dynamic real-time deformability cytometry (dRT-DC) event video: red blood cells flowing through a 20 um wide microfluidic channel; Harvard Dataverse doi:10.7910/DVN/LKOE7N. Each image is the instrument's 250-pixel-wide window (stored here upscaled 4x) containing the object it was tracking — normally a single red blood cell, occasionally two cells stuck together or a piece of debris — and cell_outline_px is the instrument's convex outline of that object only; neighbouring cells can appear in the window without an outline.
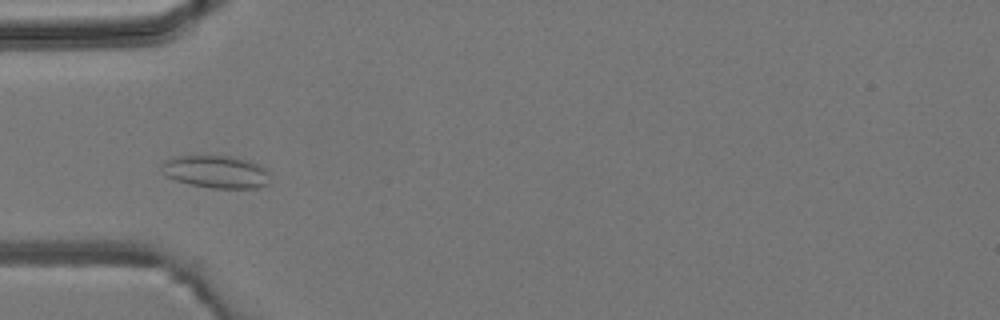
{"species": "common noctule bat (a hibernating species)", "species_latin": "Nyctalus noctula", "temperature_condition": "room temperature", "stored_images_in_passage": 6, "camera_frame_rate_fps": 3000, "um_per_image_px": 0.085, "animal": {"sex": "male", "body_mass_g": 19.2, "forearm_length_mm": 51.8}, "frame": {"image": 1, "passage_image": 4, "time_ms": 3.667, "image_size_px": [1000, 320], "cell_outline_px": [[268, 184], [256, 188], [212, 188], [192, 184], [176, 180], [168, 176], [160, 168], [160, 164], [164, 160], [172, 156], [232, 156], [248, 160], [260, 164], [268, 172]], "centroid_in_image_um": [18.35, 14.58], "position_along_channel_um": 66.6, "area_um2": 20.58}}
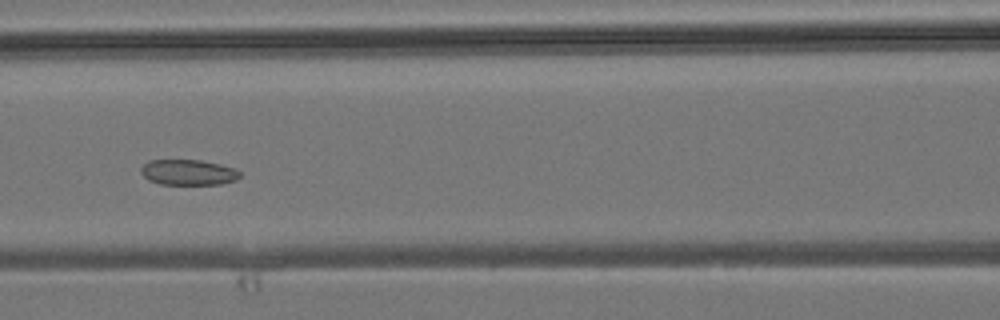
{"frame": {"image": 2, "passage_image": 6, "time_ms": 5.667, "image_size_px": [1000, 320], "cell_outline_px": [[240, 176], [236, 180], [220, 184], [160, 184], [148, 180], [140, 172], [140, 168], [148, 160], [200, 160], [220, 164], [232, 168], [240, 172]], "centroid_in_image_um": [15.97, 14.65], "position_along_channel_um": 150.6, "area_um2": 14.68}}